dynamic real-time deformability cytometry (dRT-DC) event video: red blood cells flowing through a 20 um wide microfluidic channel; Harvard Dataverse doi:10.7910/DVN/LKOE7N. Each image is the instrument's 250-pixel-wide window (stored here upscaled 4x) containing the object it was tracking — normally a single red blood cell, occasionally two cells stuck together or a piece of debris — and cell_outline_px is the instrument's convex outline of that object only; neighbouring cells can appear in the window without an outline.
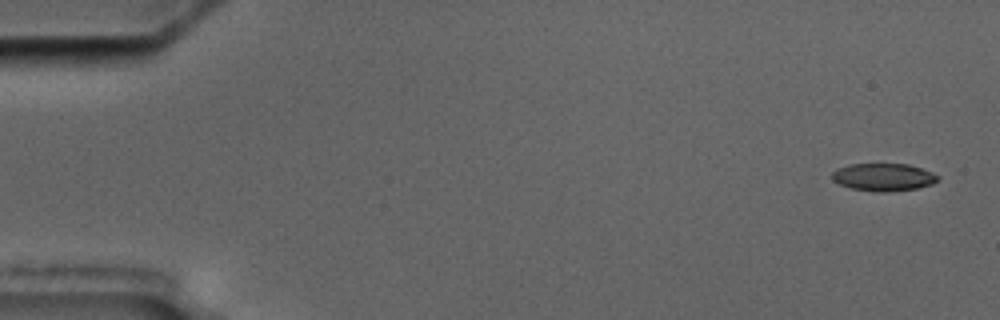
{"species": "common noctule bat (a hibernating species)", "species_latin": "Nyctalus noctula", "temperature_condition": "cold", "stored_images_in_passage": 6, "camera_frame_rate_fps": 3000, "um_per_image_px": 0.085, "animal": {"sex": "male", "body_mass_g": 17.5, "forearm_length_mm": 52.3}, "frame": {"image": 1, "passage_image": 1, "time_ms": 0.0, "image_size_px": [1000, 320], "cell_outline_px": [[940, 176], [932, 184], [916, 188], [888, 192], [876, 192], [852, 188], [840, 184], [832, 180], [832, 172], [836, 168], [848, 164], [908, 164], [932, 172]], "centroid_in_image_um": [75.06, 15.05], "position_along_channel_um": 9.9, "area_um2": 16.99}}
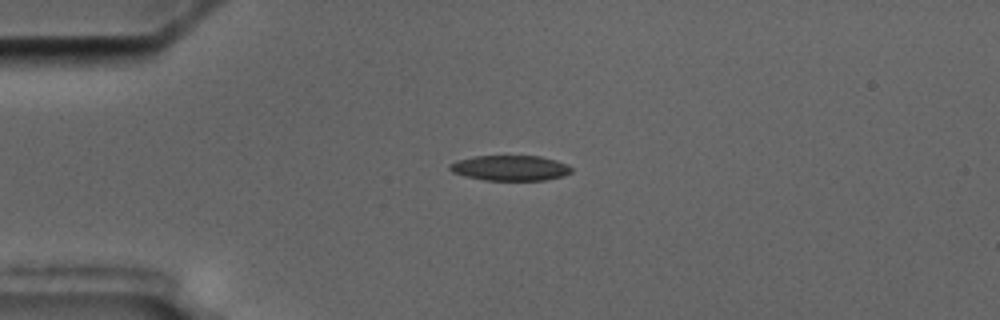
{"frame": {"image": 2, "passage_image": 4, "time_ms": 4.0, "image_size_px": [1000, 320], "cell_outline_px": [[572, 172], [564, 176], [544, 180], [484, 180], [464, 176], [452, 172], [448, 168], [448, 164], [456, 160], [476, 156], [540, 156], [556, 160], [568, 164], [572, 168]], "centroid_in_image_um": [43.36, 14.28], "position_along_channel_um": 41.6, "area_um2": 18.09}}
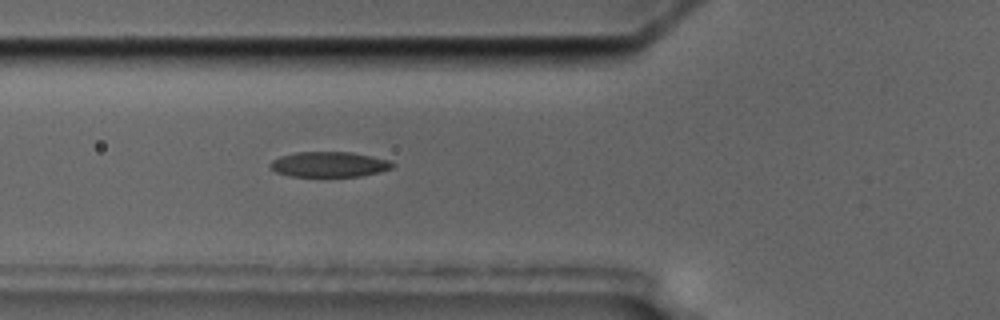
{"frame": {"image": 3, "passage_image": 6, "time_ms": 6.333, "image_size_px": [1000, 320], "cell_outline_px": [[396, 164], [392, 168], [380, 172], [360, 176], [288, 176], [276, 172], [268, 164], [272, 160], [280, 156], [296, 152], [352, 152], [388, 160]], "centroid_in_image_um": [27.97, 13.97], "position_along_channel_um": 97.8, "area_um2": 17.98}}